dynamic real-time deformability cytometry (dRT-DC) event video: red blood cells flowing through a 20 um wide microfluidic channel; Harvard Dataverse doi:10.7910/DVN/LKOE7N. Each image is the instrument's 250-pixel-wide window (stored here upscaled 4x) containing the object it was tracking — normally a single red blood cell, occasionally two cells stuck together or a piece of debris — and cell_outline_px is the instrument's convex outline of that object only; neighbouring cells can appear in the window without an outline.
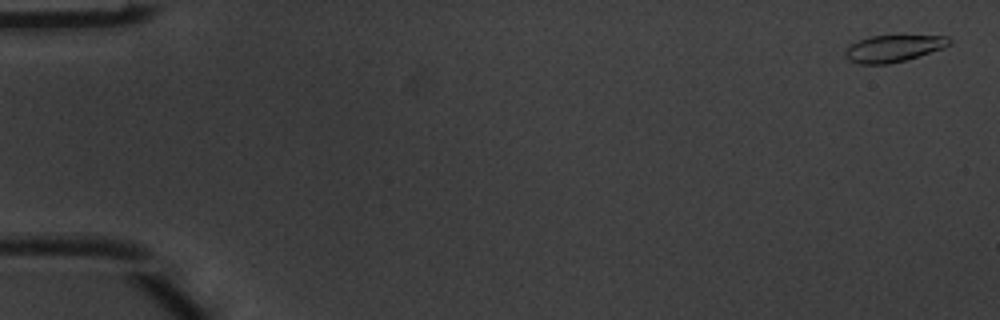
{"species": "common noctule bat (a hibernating species)", "species_latin": "Nyctalus noctula", "temperature_condition": "warm", "stored_images_in_passage": 5, "camera_frame_rate_fps": 3000, "um_per_image_px": 0.085, "animal": {"sex": "male", "body_mass_g": 20.1, "forearm_length_mm": 53.5}, "frame": {"image": 1, "passage_image": 1, "time_ms": 0.0, "image_size_px": [1000, 320], "cell_outline_px": [[952, 40], [944, 48], [904, 60], [888, 64], [860, 64], [848, 60], [844, 56], [844, 52], [852, 44], [868, 36], [948, 36]], "centroid_in_image_um": [75.92, 4.12], "position_along_channel_um": 9.1, "area_um2": 16.01}}
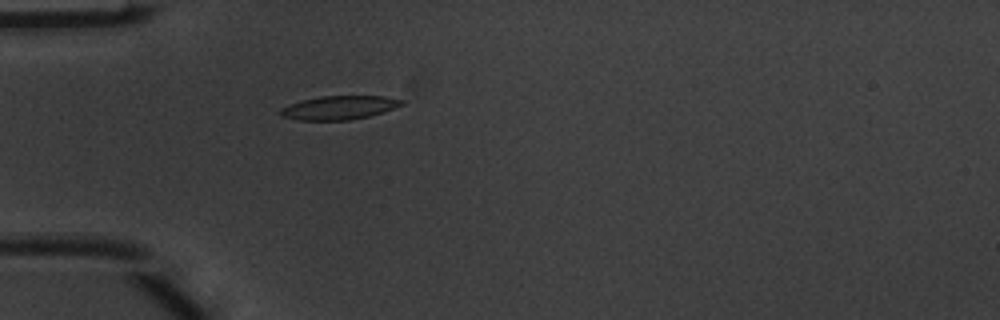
{"frame": {"image": 2, "passage_image": 5, "time_ms": 1.333, "image_size_px": [1000, 320], "cell_outline_px": [[404, 104], [368, 116], [348, 120], [296, 120], [280, 116], [280, 108], [288, 104], [300, 100], [320, 96], [384, 96], [404, 100]], "centroid_in_image_um": [28.75, 9.14], "position_along_channel_um": 56.3, "area_um2": 16.7}}